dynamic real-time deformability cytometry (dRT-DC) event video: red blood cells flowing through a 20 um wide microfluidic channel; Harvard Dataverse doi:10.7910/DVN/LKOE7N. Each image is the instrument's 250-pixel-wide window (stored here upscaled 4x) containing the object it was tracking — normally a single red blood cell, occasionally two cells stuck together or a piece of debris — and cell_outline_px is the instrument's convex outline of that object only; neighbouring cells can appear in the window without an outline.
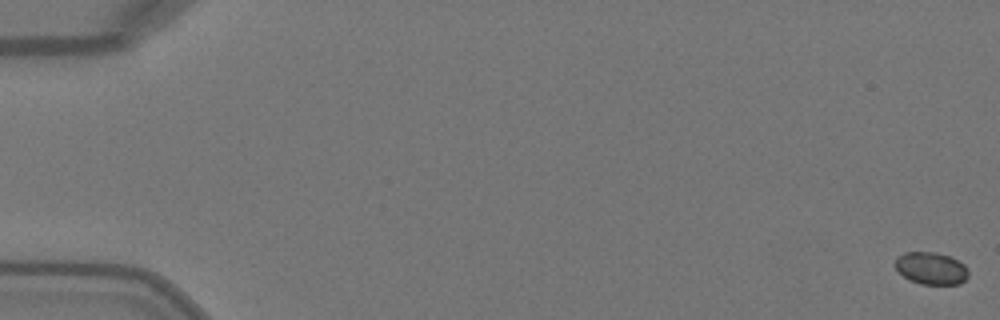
{"species": "Egyptian fruit bat (a non-hibernating species)", "species_latin": "Rousettus aegyptiacus", "temperature_condition": "warm", "stored_images_in_passage": 14, "camera_frame_rate_fps": 3000, "um_per_image_px": 0.085, "animal": {"sex": "female"}, "frame": {"image": 1, "passage_image": 1, "time_ms": 0.0, "image_size_px": [1000, 320], "cell_outline_px": [[968, 276], [960, 284], [920, 284], [904, 276], [896, 268], [896, 256], [904, 252], [936, 252], [952, 256], [964, 264], [968, 268]], "centroid_in_image_um": [79.18, 22.78], "position_along_channel_um": 5.8, "area_um2": 13.81}}
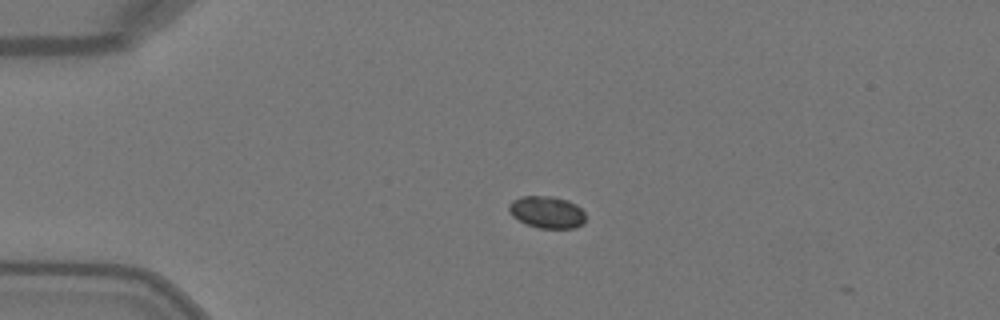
{"frame": {"image": 2, "passage_image": 13, "time_ms": 4.0, "image_size_px": [1000, 320], "cell_outline_px": [[584, 224], [576, 228], [540, 228], [528, 224], [512, 216], [508, 212], [508, 204], [512, 200], [520, 196], [552, 196], [568, 200], [576, 204], [584, 212]], "centroid_in_image_um": [46.48, 18.02], "position_along_channel_um": 38.5, "area_um2": 14.39}}